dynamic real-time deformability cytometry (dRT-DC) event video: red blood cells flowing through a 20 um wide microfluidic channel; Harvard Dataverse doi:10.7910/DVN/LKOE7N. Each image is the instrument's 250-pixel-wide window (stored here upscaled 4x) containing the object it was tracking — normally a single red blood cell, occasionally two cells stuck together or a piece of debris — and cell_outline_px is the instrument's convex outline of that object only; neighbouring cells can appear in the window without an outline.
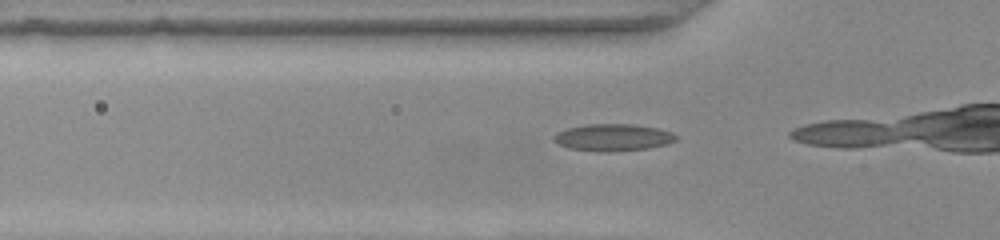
{"species": "common noctule bat (a hibernating species)", "species_latin": "Nyctalus noctula", "temperature_condition": "warm", "stored_images_in_passage": 14, "camera_frame_rate_fps": 3000, "um_per_image_px": 0.085, "animal": {"sex": "female", "body_mass_g": 22.0, "forearm_length_mm": 56.7}, "frame": {"image": 1, "passage_image": 12, "time_ms": 3.667, "image_size_px": [1000, 240], "cell_outline_px": [[676, 140], [668, 144], [648, 148], [608, 152], [600, 152], [568, 148], [552, 140], [552, 136], [556, 132], [568, 128], [588, 124], [632, 124], [656, 128], [672, 132], [676, 136]], "centroid_in_image_um": [52.08, 11.68], "position_along_channel_um": 73.7, "area_um2": 19.25}}